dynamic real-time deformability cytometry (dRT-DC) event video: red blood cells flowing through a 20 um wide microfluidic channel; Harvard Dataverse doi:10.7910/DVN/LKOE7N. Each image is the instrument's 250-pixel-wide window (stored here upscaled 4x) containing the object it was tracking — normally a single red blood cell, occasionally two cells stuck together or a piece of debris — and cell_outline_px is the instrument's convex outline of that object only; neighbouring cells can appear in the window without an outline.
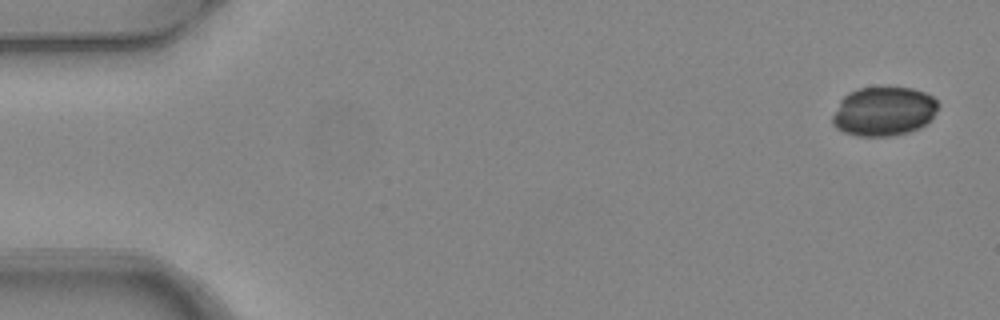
{"species": "common noctule bat (a hibernating species)", "species_latin": "Nyctalus noctula", "temperature_condition": "warm", "stored_images_in_passage": 4, "camera_frame_rate_fps": 3000, "um_per_image_px": 0.085, "animal": {"sex": "female", "body_mass_g": 24.6, "forearm_length_mm": 56.2}, "frame": {"image": 1, "passage_image": 1, "time_ms": 0.0, "image_size_px": [1000, 320], "cell_outline_px": [[940, 104], [936, 112], [920, 128], [908, 132], [892, 136], [860, 136], [844, 132], [836, 128], [832, 124], [832, 116], [840, 100], [848, 92], [860, 88], [912, 88], [924, 92], [932, 96]], "centroid_in_image_um": [75.1, 9.47], "position_along_channel_um": 9.9, "area_um2": 30.17}}
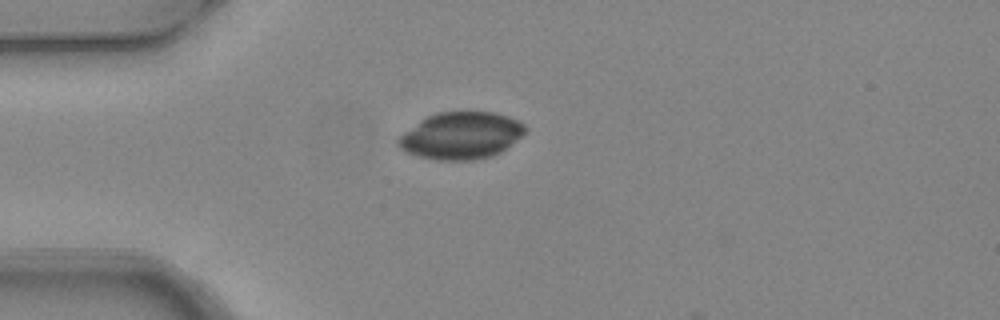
{"frame": {"image": 2, "passage_image": 4, "time_ms": 1.0, "image_size_px": [1000, 320], "cell_outline_px": [[524, 132], [520, 136], [500, 152], [492, 156], [472, 160], [440, 160], [420, 156], [408, 152], [400, 148], [396, 144], [396, 140], [404, 132], [420, 120], [436, 112], [496, 112], [508, 116], [524, 124]], "centroid_in_image_um": [39.16, 11.52], "position_along_channel_um": 45.8, "area_um2": 34.33}}